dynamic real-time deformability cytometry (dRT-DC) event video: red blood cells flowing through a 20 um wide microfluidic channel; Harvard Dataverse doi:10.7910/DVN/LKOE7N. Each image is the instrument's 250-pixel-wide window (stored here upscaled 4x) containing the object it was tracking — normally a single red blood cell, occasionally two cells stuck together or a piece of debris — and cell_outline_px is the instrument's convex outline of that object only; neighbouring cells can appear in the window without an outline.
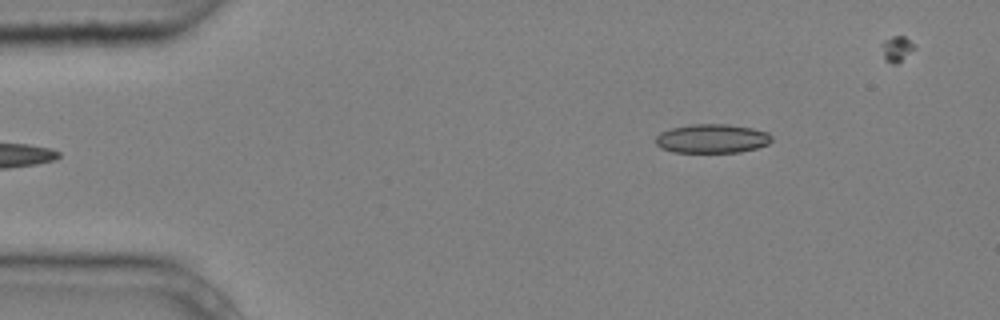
{"species": "common noctule bat (a hibernating species)", "species_latin": "Nyctalus noctula", "temperature_condition": "cold", "stored_images_in_passage": 6, "camera_frame_rate_fps": 3000, "um_per_image_px": 0.085, "animal": {"sex": "male", "body_mass_g": 20.4}, "frame": {"image": 1, "passage_image": 6, "time_ms": 1.667, "image_size_px": [1000, 320], "cell_outline_px": [[772, 140], [768, 144], [756, 148], [740, 152], [672, 152], [660, 148], [656, 144], [656, 136], [660, 132], [672, 128], [692, 124], [728, 124], [752, 128], [768, 132], [772, 136]], "centroid_in_image_um": [60.52, 11.78], "position_along_channel_um": 24.5, "area_um2": 19.65}}